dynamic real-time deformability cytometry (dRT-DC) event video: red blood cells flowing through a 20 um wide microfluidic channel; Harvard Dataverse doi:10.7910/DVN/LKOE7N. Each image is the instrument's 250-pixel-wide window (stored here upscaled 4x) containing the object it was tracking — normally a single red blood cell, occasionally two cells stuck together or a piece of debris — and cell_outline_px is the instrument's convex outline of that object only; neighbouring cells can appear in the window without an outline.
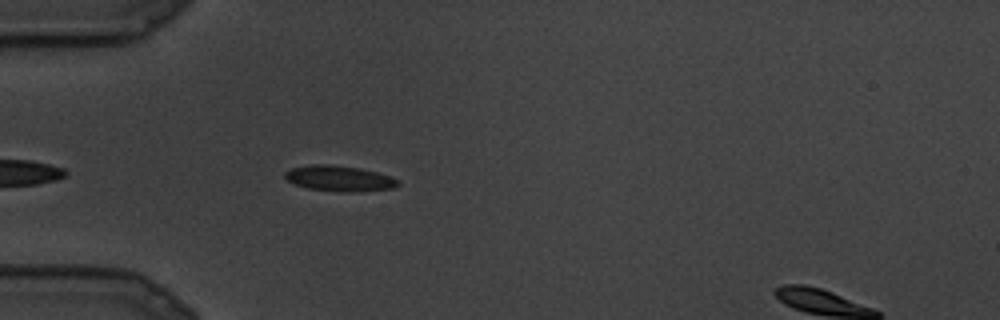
{"species": "common noctule bat (a hibernating species)", "species_latin": "Nyctalus noctula", "temperature_condition": "cold", "stored_images_in_passage": 9, "camera_frame_rate_fps": 3000, "um_per_image_px": 0.085, "animal": {"sex": "male", "body_mass_g": 19.5, "forearm_length_mm": 54.6}, "frame": {"image": 1, "passage_image": 2, "time_ms": 0.333, "image_size_px": [1000, 320], "cell_outline_px": [[400, 184], [396, 188], [348, 192], [340, 192], [308, 188], [296, 184], [288, 180], [284, 176], [284, 172], [292, 168], [308, 164], [328, 164], [360, 168], [376, 172], [400, 180]], "centroid_in_image_um": [28.85, 15.16], "position_along_channel_um": 56.2, "area_um2": 16.82}}
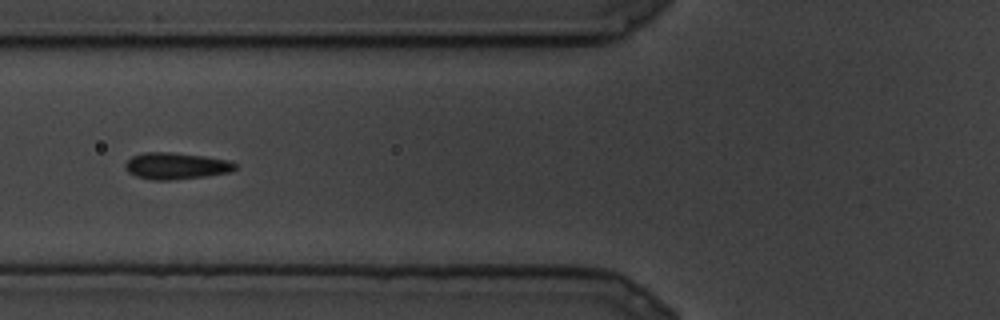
{"frame": {"image": 2, "passage_image": 4, "time_ms": 1.0, "image_size_px": [1000, 320], "cell_outline_px": [[236, 168], [232, 172], [204, 176], [168, 180], [152, 180], [136, 176], [128, 172], [124, 168], [124, 164], [132, 156], [144, 152], [172, 152], [204, 156], [232, 160], [236, 164]], "centroid_in_image_um": [14.97, 14.09], "position_along_channel_um": 110.8, "area_um2": 17.17}}
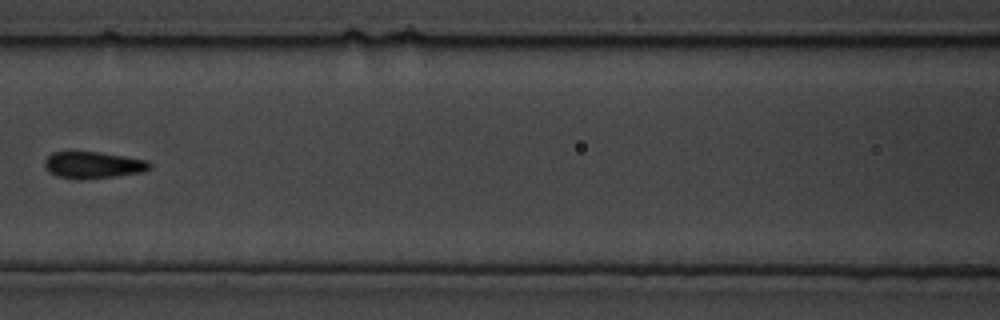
{"frame": {"image": 3, "passage_image": 6, "time_ms": 1.667, "image_size_px": [1000, 320], "cell_outline_px": [[152, 168], [140, 172], [116, 176], [72, 180], [56, 176], [48, 172], [44, 168], [44, 160], [52, 152], [100, 152], [148, 160], [152, 164]], "centroid_in_image_um": [7.88, 14.03], "position_along_channel_um": 158.7, "area_um2": 16.53}}